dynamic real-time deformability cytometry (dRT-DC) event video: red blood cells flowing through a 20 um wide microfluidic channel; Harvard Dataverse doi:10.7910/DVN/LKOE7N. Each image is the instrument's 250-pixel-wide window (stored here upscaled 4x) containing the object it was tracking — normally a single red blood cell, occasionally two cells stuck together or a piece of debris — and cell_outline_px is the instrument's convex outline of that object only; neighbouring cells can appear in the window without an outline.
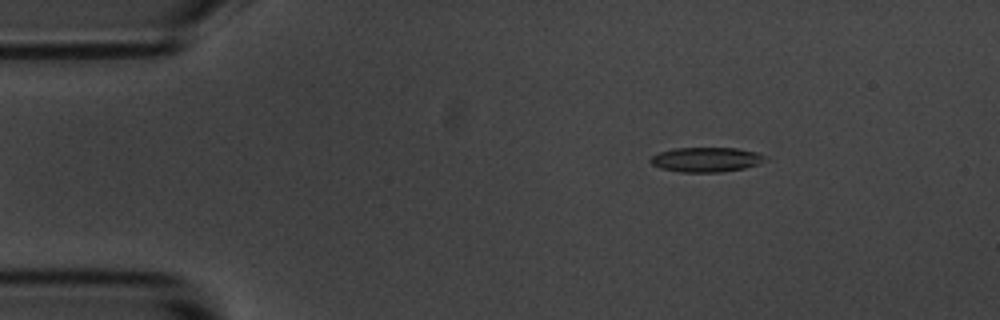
{"species": "common noctule bat (a hibernating species)", "species_latin": "Nyctalus noctula", "temperature_condition": "room temperature", "stored_images_in_passage": 50, "camera_frame_rate_fps": 3000, "um_per_image_px": 0.085, "animal": {"sex": "male", "body_mass_g": 20.1, "forearm_length_mm": 53.5}, "frame": {"image": 1, "passage_image": 4, "time_ms": 1.0, "image_size_px": [1000, 320], "cell_outline_px": [[764, 160], [756, 164], [744, 168], [720, 172], [680, 172], [660, 168], [652, 164], [648, 160], [652, 156], [660, 152], [676, 148], [736, 148], [756, 152], [764, 156]], "centroid_in_image_um": [59.97, 13.56], "position_along_channel_um": 25.0, "area_um2": 16.24}}
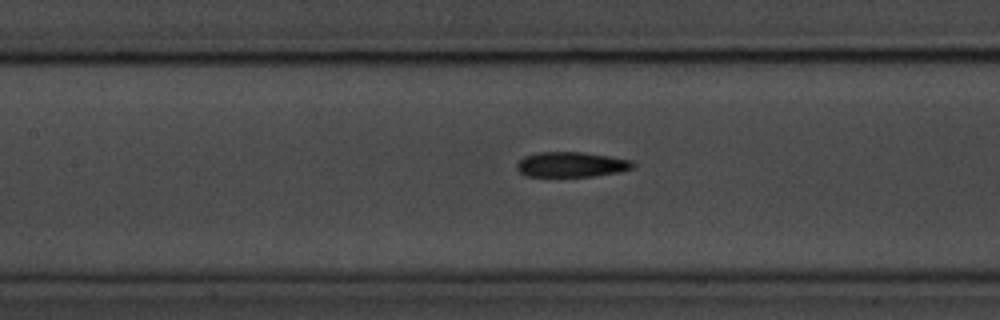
{"frame": {"image": 2, "passage_image": 20, "time_ms": 6.333, "image_size_px": [1000, 320], "cell_outline_px": [[636, 164], [632, 168], [620, 172], [592, 176], [524, 176], [516, 168], [516, 164], [524, 156], [540, 152], [580, 152], [608, 156], [632, 160]], "centroid_in_image_um": [48.56, 13.98], "position_along_channel_um": 158.8, "area_um2": 16.94}}
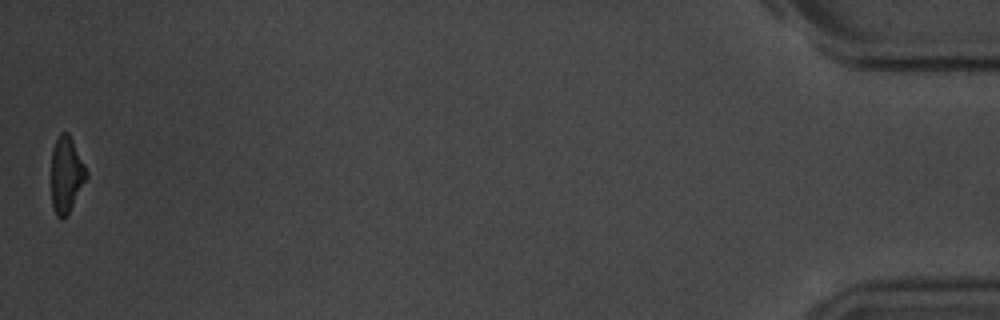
{"frame": {"image": 3, "passage_image": 50, "time_ms": 16.333, "image_size_px": [1000, 320], "cell_outline_px": [[88, 176], [68, 212], [60, 220], [56, 216], [52, 204], [52, 152], [56, 140], [60, 132], [68, 132], [88, 172]], "centroid_in_image_um": [5.63, 14.83], "position_along_channel_um": 429.6, "area_um2": 15.14}, "authors_computed_cell_mechanics": {"area_um2": 17.0221, "velocity_mm_per_s": 3.6758, "shape_relaxation_time_tau1_ms": 3.0685, "shape_relaxation_time_tau2_ms": 3.5032, "deformation_change_tau1": 0.1553, "deformation_change_tau2": 0.1409}}